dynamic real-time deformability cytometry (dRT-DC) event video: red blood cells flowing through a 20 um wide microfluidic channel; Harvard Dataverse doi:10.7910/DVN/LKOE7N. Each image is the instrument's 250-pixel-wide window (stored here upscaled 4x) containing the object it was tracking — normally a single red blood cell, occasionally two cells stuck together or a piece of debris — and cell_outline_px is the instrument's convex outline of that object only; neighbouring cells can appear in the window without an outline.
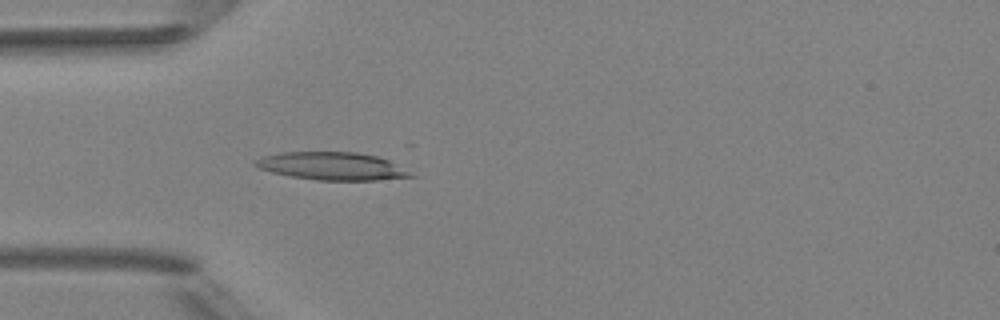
{"species": "Egyptian fruit bat (a non-hibernating species)", "species_latin": "Rousettus aegyptiacus", "temperature_condition": "room temperature", "stored_images_in_passage": 2, "camera_frame_rate_fps": 3000, "um_per_image_px": 0.085, "animal": {"sex": "female"}, "frame": {"image": 1, "passage_image": 2, "time_ms": 1.0, "image_size_px": [1000, 320], "cell_outline_px": [[416, 176], [376, 180], [316, 180], [292, 176], [272, 172], [260, 168], [252, 164], [256, 160], [264, 156], [280, 152], [356, 152], [376, 156], [388, 160]], "centroid_in_image_um": [28.19, 14.11], "position_along_channel_um": 56.8, "area_um2": 24.8}}